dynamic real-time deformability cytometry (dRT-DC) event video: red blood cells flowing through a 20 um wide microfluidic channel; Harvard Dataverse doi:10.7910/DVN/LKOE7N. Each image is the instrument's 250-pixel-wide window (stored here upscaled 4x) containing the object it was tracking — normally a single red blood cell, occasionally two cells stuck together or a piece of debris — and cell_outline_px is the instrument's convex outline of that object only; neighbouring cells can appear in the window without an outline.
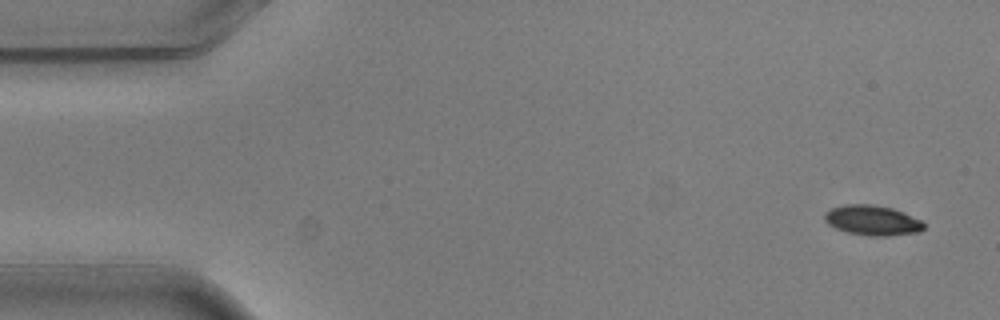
{"species": "common noctule bat (a hibernating species)", "species_latin": "Nyctalus noctula", "temperature_condition": "warm", "stored_images_in_passage": 7, "camera_frame_rate_fps": 3000, "um_per_image_px": 0.085, "animal": {"sex": "male", "body_mass_g": 20.5, "forearm_length_mm": 52.5}, "frame": {"image": 1, "passage_image": 1, "time_ms": 0.0, "image_size_px": [1000, 320], "cell_outline_px": [[924, 228], [920, 232], [888, 236], [872, 236], [848, 232], [836, 228], [828, 224], [824, 220], [824, 212], [832, 208], [844, 204], [872, 204], [892, 208], [904, 212], [920, 220], [924, 224]], "centroid_in_image_um": [74.14, 18.72], "position_along_channel_um": 10.9, "area_um2": 17.4}}
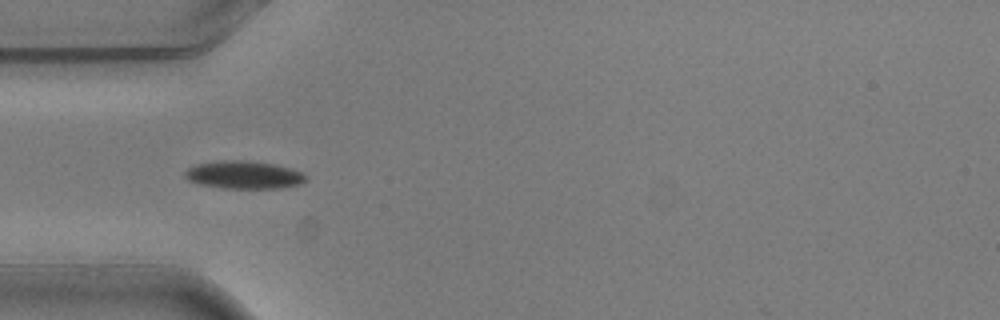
{"frame": {"image": 2, "passage_image": 5, "time_ms": 1.333, "image_size_px": [1000, 320], "cell_outline_px": [[308, 180], [300, 184], [280, 188], [220, 188], [200, 184], [188, 180], [184, 176], [184, 172], [188, 168], [196, 164], [216, 160], [244, 160], [272, 164], [292, 168], [304, 172], [308, 176]], "centroid_in_image_um": [20.75, 14.86], "position_along_channel_um": 64.3, "area_um2": 19.88}}
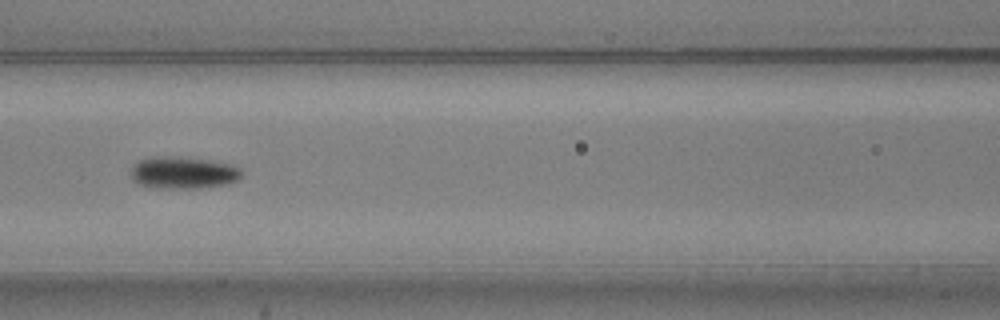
{"frame": {"image": 3, "passage_image": 7, "time_ms": 2.0, "image_size_px": [1000, 320], "cell_outline_px": [[244, 172], [236, 180], [228, 184], [200, 188], [152, 188], [140, 184], [132, 180], [132, 168], [140, 160], [160, 156], [168, 156], [208, 160], [232, 164], [240, 168]], "centroid_in_image_um": [15.61, 14.69], "position_along_channel_um": 151.0, "area_um2": 20.58}}